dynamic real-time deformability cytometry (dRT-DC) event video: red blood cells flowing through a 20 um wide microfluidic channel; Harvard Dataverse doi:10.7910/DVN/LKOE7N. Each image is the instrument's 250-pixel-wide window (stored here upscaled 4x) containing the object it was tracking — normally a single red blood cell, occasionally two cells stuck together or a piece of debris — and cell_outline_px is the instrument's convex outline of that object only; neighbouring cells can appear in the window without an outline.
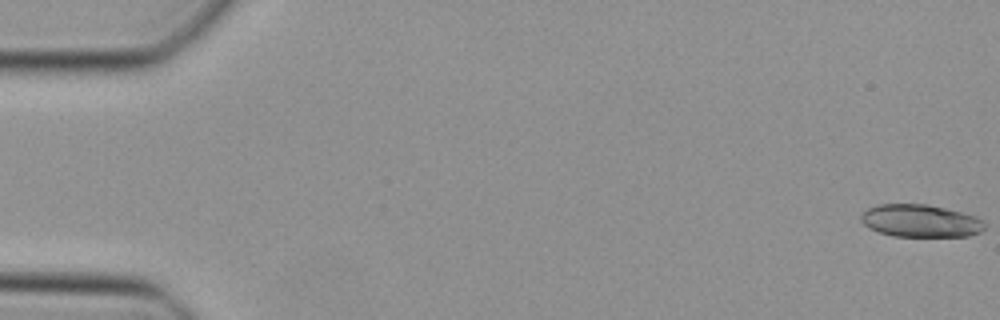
{"species": "Egyptian fruit bat (a non-hibernating species)", "species_latin": "Rousettus aegyptiacus", "temperature_condition": "cold", "stored_images_in_passage": 7, "camera_frame_rate_fps": 3000, "um_per_image_px": 0.085, "animal": {"sex": "female"}, "frame": {"image": 1, "passage_image": 1, "time_ms": 0.0, "image_size_px": [1000, 320], "cell_outline_px": [[984, 228], [980, 232], [968, 236], [892, 236], [880, 232], [864, 224], [860, 220], [860, 216], [868, 208], [880, 204], [928, 204], [976, 216], [984, 220]], "centroid_in_image_um": [78.25, 18.77], "position_along_channel_um": 6.7, "area_um2": 23.29}}